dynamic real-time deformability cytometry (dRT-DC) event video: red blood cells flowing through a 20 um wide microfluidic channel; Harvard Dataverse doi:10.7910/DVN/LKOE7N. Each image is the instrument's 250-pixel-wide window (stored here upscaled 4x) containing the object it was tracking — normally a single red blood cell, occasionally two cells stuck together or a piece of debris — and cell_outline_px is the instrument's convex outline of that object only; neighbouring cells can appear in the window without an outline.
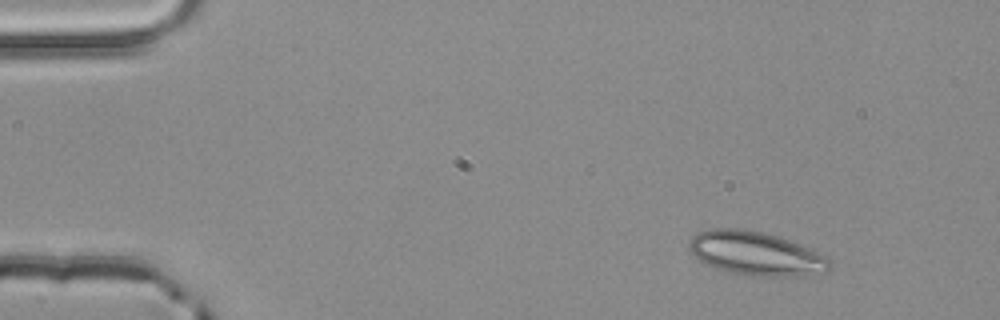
{"species": "common noctule bat (a hibernating species)", "species_latin": "Nyctalus noctula", "temperature_condition": "room temperature", "stored_images_in_passage": 3, "camera_frame_rate_fps": 3000, "um_per_image_px": 0.085, "animal": {"sex": "male", "body_mass_g": 20.4}, "frame": {"image": 1, "passage_image": 1, "time_ms": 0.0, "image_size_px": [1000, 320], "cell_outline_px": [[828, 268], [824, 272], [800, 276], [764, 276], [736, 272], [720, 268], [708, 264], [700, 260], [688, 248], [688, 244], [692, 236], [700, 232], [712, 228], [740, 228], [764, 232], [788, 240], [824, 256], [828, 260]], "centroid_in_image_um": [64.2, 21.52], "position_along_channel_um": 20.8, "area_um2": 34.68}}